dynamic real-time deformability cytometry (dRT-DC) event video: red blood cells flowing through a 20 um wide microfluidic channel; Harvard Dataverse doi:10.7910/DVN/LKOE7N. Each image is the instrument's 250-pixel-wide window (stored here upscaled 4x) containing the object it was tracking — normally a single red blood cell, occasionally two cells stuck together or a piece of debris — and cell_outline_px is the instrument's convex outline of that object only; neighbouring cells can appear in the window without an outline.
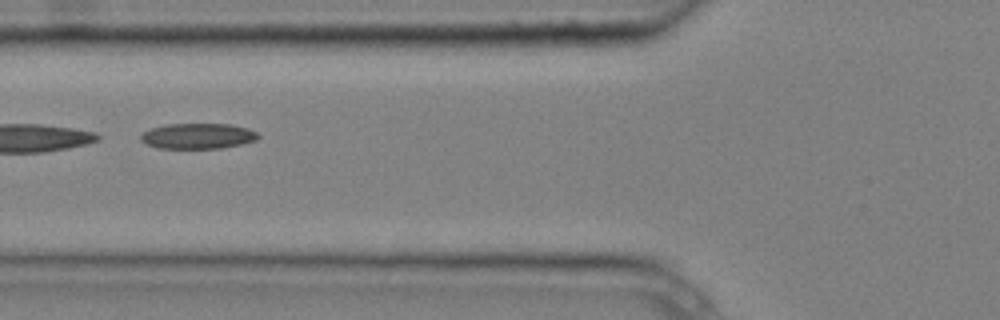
{"species": "common noctule bat (a hibernating species)", "species_latin": "Nyctalus noctula", "temperature_condition": "cold", "stored_images_in_passage": 9, "camera_frame_rate_fps": 3000, "um_per_image_px": 0.085, "animal": {"sex": "male", "body_mass_g": 20.4}, "frame": {"image": 1, "passage_image": 6, "time_ms": 1.667, "image_size_px": [1000, 320], "cell_outline_px": [[260, 136], [256, 140], [240, 144], [220, 148], [160, 148], [148, 144], [140, 140], [140, 136], [144, 132], [152, 128], [164, 124], [228, 124], [248, 128], [256, 132]], "centroid_in_image_um": [16.82, 11.55], "position_along_channel_um": 109.0, "area_um2": 17.28}}